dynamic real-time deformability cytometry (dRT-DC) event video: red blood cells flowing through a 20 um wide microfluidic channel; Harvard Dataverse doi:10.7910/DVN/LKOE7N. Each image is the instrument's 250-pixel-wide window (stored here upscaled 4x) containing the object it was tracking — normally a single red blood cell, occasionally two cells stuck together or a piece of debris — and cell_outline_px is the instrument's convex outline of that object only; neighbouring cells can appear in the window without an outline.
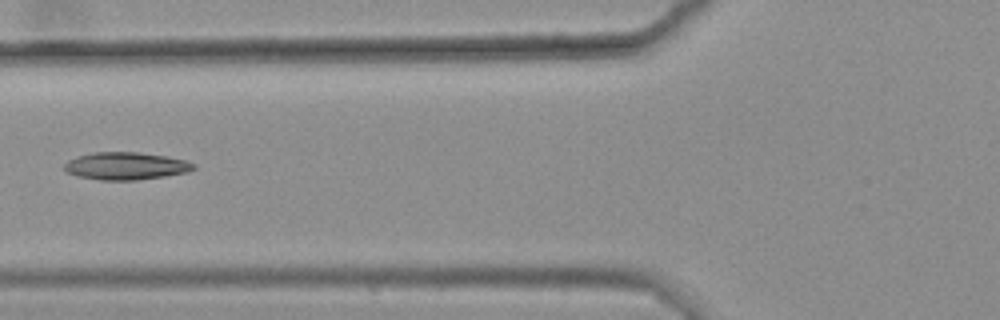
{"species": "common noctule bat (a hibernating species)", "species_latin": "Nyctalus noctula", "temperature_condition": "warm", "stored_images_in_passage": 2, "camera_frame_rate_fps": 3000, "um_per_image_px": 0.085, "animal": {"sex": "female", "body_mass_g": 25.1}, "frame": {"image": 1, "passage_image": 2, "time_ms": 0.333, "image_size_px": [1000, 320], "cell_outline_px": [[196, 168], [188, 172], [164, 176], [136, 180], [100, 180], [80, 176], [68, 172], [64, 168], [64, 164], [68, 160], [76, 156], [92, 152], [140, 152], [168, 156], [184, 160], [196, 164]], "centroid_in_image_um": [10.72, 14.09], "position_along_channel_um": 115.1, "area_um2": 20.75}}